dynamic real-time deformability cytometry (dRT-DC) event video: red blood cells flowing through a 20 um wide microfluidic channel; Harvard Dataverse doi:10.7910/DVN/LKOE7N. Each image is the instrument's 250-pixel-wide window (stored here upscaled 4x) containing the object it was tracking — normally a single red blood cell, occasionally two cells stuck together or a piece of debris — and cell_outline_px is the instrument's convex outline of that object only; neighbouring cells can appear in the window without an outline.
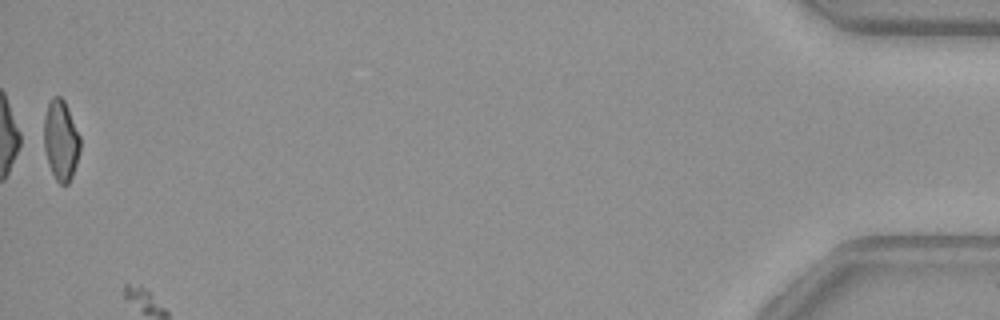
{"species": "common noctule bat (a hibernating species)", "species_latin": "Nyctalus noctula", "temperature_condition": "warm", "stored_images_in_passage": 49, "camera_frame_rate_fps": 3000, "um_per_image_px": 0.085, "animal": {"sex": "female", "body_mass_g": 29.2, "forearm_length_mm": 56.3}, "frame": {"image": 1, "passage_image": 49, "time_ms": 16.0, "image_size_px": [1000, 320], "cell_outline_px": [[80, 152], [72, 176], [68, 184], [60, 184], [56, 180], [48, 164], [44, 148], [44, 116], [48, 104], [52, 96], [60, 96], [64, 100], [80, 136]], "centroid_in_image_um": [5.17, 11.92], "position_along_channel_um": 430.0, "area_um2": 16.94}}